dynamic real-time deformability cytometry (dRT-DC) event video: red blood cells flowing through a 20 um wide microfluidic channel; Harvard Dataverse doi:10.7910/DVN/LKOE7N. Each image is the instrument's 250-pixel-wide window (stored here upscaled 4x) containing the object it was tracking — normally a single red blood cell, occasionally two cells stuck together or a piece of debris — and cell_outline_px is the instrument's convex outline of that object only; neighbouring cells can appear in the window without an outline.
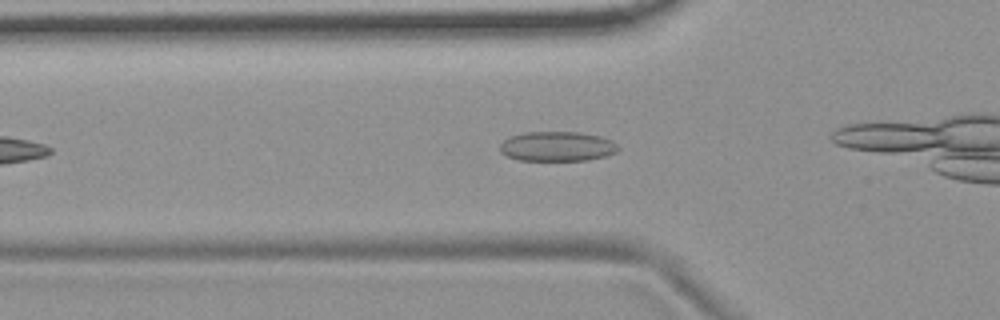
{"species": "common noctule bat (a hibernating species)", "species_latin": "Nyctalus noctula", "temperature_condition": "room temperature", "stored_images_in_passage": 31, "camera_frame_rate_fps": 3000, "um_per_image_px": 0.085, "animal": {"sex": "female", "body_mass_g": 19.9}, "frame": {"image": 1, "passage_image": 10, "time_ms": 3.0, "image_size_px": [1000, 320], "cell_outline_px": [[620, 148], [616, 152], [604, 156], [588, 160], [520, 160], [508, 156], [500, 152], [500, 144], [508, 136], [524, 132], [576, 132], [600, 136], [612, 140]], "centroid_in_image_um": [47.34, 12.43], "position_along_channel_um": 78.5, "area_um2": 20.46}}
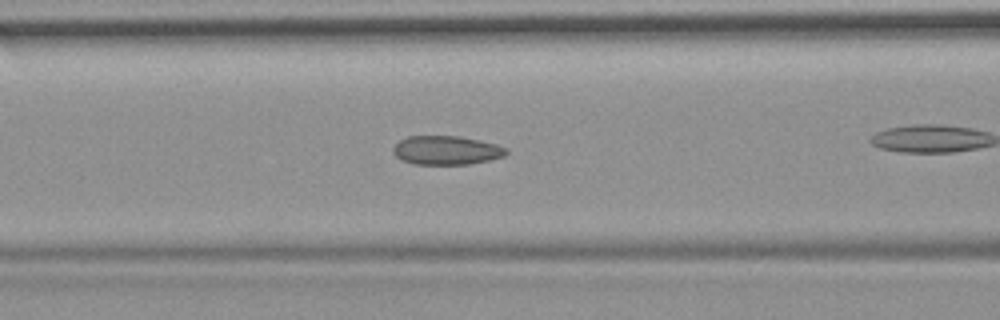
{"frame": {"image": 2, "passage_image": 14, "time_ms": 4.333, "image_size_px": [1000, 320], "cell_outline_px": [[508, 152], [504, 156], [488, 160], [468, 164], [412, 164], [396, 156], [392, 152], [392, 148], [400, 140], [408, 136], [460, 136], [480, 140], [496, 144], [508, 148]], "centroid_in_image_um": [37.95, 12.76], "position_along_channel_um": 128.7, "area_um2": 19.02}}